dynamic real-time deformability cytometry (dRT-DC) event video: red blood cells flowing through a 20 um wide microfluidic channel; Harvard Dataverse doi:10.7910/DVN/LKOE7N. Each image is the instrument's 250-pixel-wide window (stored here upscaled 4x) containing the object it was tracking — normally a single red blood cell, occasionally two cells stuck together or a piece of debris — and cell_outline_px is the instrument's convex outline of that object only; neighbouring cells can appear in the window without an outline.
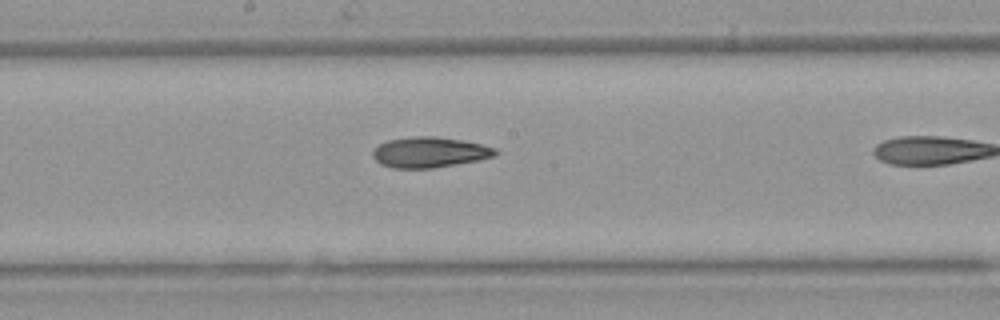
{"species": "Egyptian fruit bat (a non-hibernating species)", "species_latin": "Rousettus aegyptiacus", "temperature_condition": "warm", "stored_images_in_passage": 6, "segment_of_instrument_passage": [2, 2], "camera_frame_rate_fps": 3000, "um_per_image_px": 0.085, "animal": {"sex": "female"}, "frame": {"image": 1, "passage_image": 6, "time_ms": 6.0, "image_size_px": [1000, 320], "cell_outline_px": [[500, 152], [496, 156], [480, 160], [432, 168], [392, 168], [380, 164], [372, 156], [372, 152], [380, 144], [388, 140], [412, 136], [436, 136], [460, 140], [480, 144], [496, 148]], "centroid_in_image_um": [36.53, 12.94], "position_along_channel_um": 211.7, "area_um2": 21.85}}